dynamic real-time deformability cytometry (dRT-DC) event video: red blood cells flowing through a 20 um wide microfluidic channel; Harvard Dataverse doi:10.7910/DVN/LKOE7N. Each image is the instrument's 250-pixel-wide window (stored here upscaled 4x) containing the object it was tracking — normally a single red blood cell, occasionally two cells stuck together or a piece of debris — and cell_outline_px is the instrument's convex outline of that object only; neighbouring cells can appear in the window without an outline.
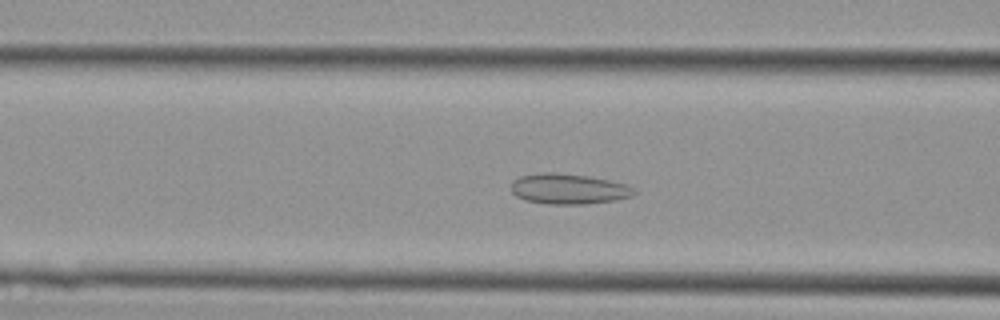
{"species": "Egyptian fruit bat (a non-hibernating species)", "species_latin": "Rousettus aegyptiacus", "temperature_condition": "cold", "stored_images_in_passage": 41, "camera_frame_rate_fps": 3000, "um_per_image_px": 0.085, "animal": {"sex": "female"}, "frame": {"image": 1, "passage_image": 13, "time_ms": 4.0, "image_size_px": [1000, 320], "cell_outline_px": [[636, 192], [632, 196], [616, 200], [584, 204], [548, 204], [524, 200], [516, 196], [512, 192], [512, 180], [520, 176], [544, 172], [552, 172], [588, 176], [608, 180], [624, 184], [636, 188]], "centroid_in_image_um": [48.32, 16.06], "position_along_channel_um": 118.3, "area_um2": 21.79}}
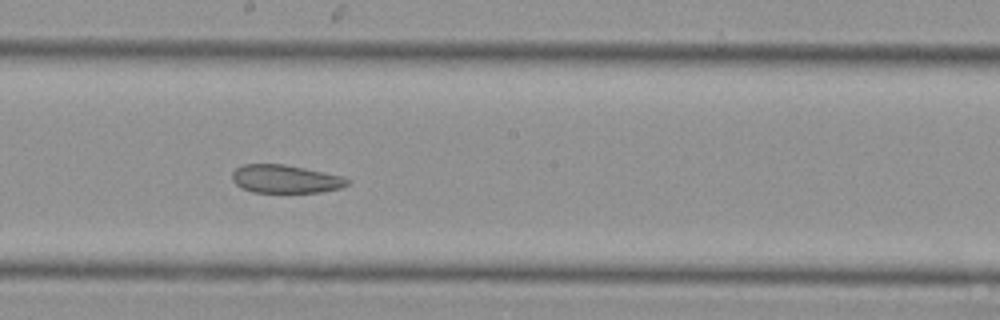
{"frame": {"image": 2, "passage_image": 20, "time_ms": 6.333, "image_size_px": [1000, 320], "cell_outline_px": [[352, 180], [348, 184], [340, 188], [320, 192], [252, 192], [240, 188], [232, 180], [232, 172], [236, 168], [244, 164], [284, 164], [344, 176]], "centroid_in_image_um": [24.26, 15.21], "position_along_channel_um": 223.9, "area_um2": 19.02}}
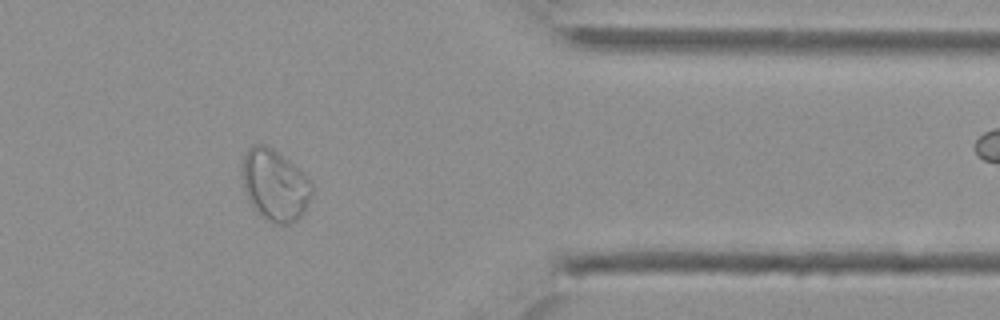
{"frame": {"image": 3, "passage_image": 32, "time_ms": 10.333, "image_size_px": [1000, 320], "cell_outline_px": [[312, 196], [304, 212], [296, 220], [288, 224], [272, 224], [260, 216], [256, 212], [248, 200], [244, 188], [244, 152], [252, 144], [264, 144], [272, 148], [288, 160], [312, 184]], "centroid_in_image_um": [23.36, 15.77], "position_along_channel_um": 388.0, "area_um2": 28.67}}